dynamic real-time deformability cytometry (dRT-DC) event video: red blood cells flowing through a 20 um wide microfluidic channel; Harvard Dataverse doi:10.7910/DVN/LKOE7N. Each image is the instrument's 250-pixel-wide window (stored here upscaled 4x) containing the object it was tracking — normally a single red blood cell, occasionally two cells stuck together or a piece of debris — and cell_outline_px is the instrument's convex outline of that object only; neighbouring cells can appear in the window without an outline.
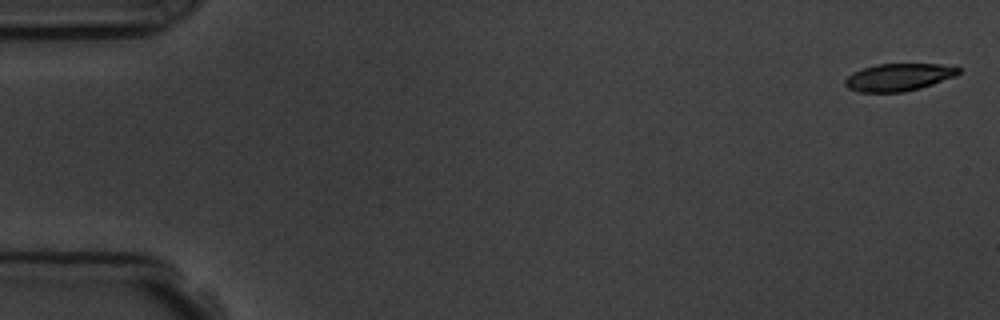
{"species": "common noctule bat (a hibernating species)", "species_latin": "Nyctalus noctula", "temperature_condition": "room temperature", "stored_images_in_passage": 6, "segment_of_instrument_passage": [1, 2], "camera_frame_rate_fps": 3000, "um_per_image_px": 0.085, "animal": {"sex": "male", "body_mass_g": 19.5, "forearm_length_mm": 54.6}, "frame": {"image": 1, "passage_image": 1, "time_ms": 0.0, "image_size_px": [1000, 320], "cell_outline_px": [[960, 72], [956, 76], [920, 88], [904, 92], [860, 92], [848, 88], [844, 84], [844, 80], [852, 72], [876, 64], [956, 64], [960, 68]], "centroid_in_image_um": [76.42, 6.55], "position_along_channel_um": 8.6, "area_um2": 18.32}}
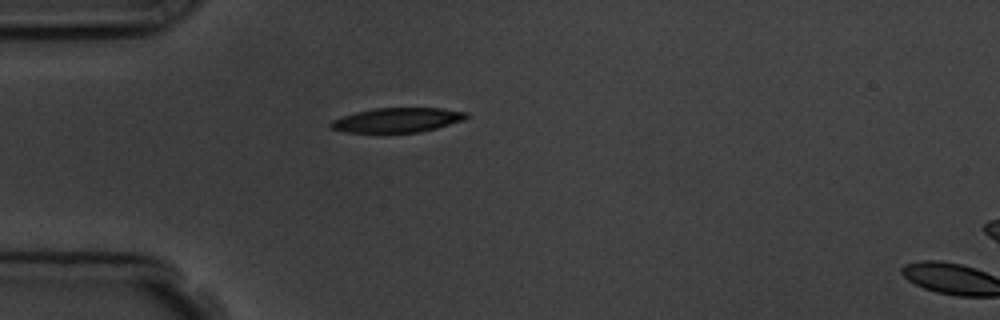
{"frame": {"image": 2, "passage_image": 5, "time_ms": 4.667, "image_size_px": [1000, 320], "cell_outline_px": [[468, 116], [464, 120], [436, 128], [420, 132], [344, 132], [328, 128], [328, 124], [332, 120], [356, 112], [376, 108], [440, 108], [468, 112]], "centroid_in_image_um": [33.75, 10.2], "position_along_channel_um": 51.2, "area_um2": 19.31}}